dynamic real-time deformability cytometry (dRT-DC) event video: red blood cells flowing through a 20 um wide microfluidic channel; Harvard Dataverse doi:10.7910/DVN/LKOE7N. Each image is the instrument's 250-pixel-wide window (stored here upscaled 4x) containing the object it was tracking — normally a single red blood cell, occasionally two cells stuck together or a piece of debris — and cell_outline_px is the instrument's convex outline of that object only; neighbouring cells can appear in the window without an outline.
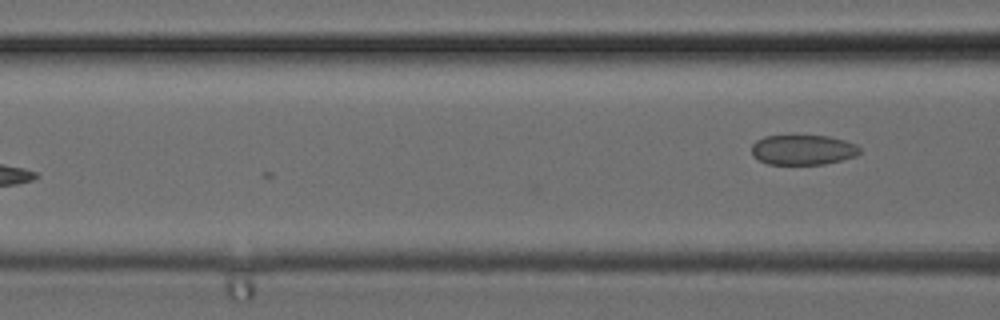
{"species": "common noctule bat (a hibernating species)", "species_latin": "Nyctalus noctula", "temperature_condition": "cold", "stored_images_in_passage": 3, "camera_frame_rate_fps": 3000, "um_per_image_px": 0.085, "animal": {"sex": "female", "body_mass_g": 24.6, "forearm_length_mm": 56.2}, "frame": {"image": 1, "passage_image": 3, "time_ms": 0.667, "image_size_px": [1000, 320], "cell_outline_px": [[860, 152], [856, 156], [824, 164], [768, 164], [752, 156], [752, 144], [756, 140], [764, 136], [788, 132], [828, 136], [844, 140], [856, 144], [860, 148]], "centroid_in_image_um": [68.2, 12.67], "position_along_channel_um": 98.4, "area_um2": 19.77}}